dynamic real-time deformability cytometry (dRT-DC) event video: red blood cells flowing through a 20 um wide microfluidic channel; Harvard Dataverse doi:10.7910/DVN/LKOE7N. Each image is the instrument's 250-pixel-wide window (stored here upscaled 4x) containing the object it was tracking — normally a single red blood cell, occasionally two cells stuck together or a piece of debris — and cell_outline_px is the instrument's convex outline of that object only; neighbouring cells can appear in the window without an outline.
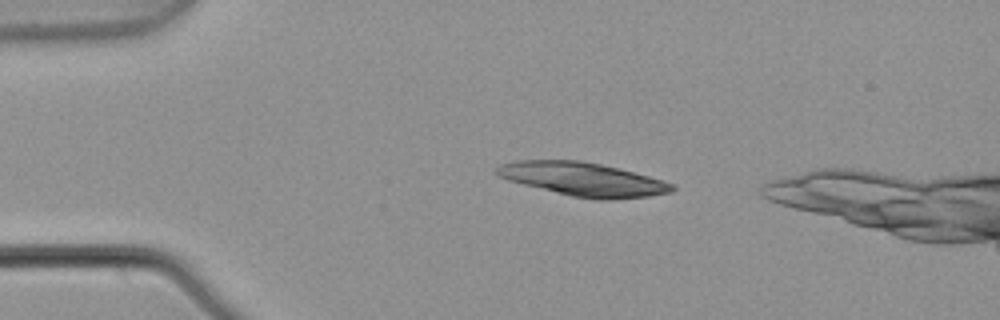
{"species": "common noctule bat (a hibernating species)", "species_latin": "Nyctalus noctula", "temperature_condition": "warm", "stored_images_in_passage": 2, "camera_frame_rate_fps": 3000, "um_per_image_px": 0.085, "animal": {"sex": "male", "body_mass_g": 21.5, "forearm_length_mm": 52.0}, "frame": {"image": 1, "passage_image": 1, "time_ms": 0.0, "image_size_px": [1000, 320], "cell_outline_px": [[676, 188], [672, 192], [648, 196], [612, 200], [600, 200], [572, 196], [508, 180], [496, 176], [496, 168], [500, 164], [516, 160], [580, 160], [600, 164], [664, 180], [672, 184]], "centroid_in_image_um": [49.54, 15.23], "position_along_channel_um": 35.5, "area_um2": 34.04}}